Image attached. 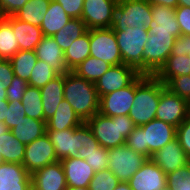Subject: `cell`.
Masks as SVG:
<instances>
[{"label": "cell", "mask_w": 190, "mask_h": 190, "mask_svg": "<svg viewBox=\"0 0 190 190\" xmlns=\"http://www.w3.org/2000/svg\"><path fill=\"white\" fill-rule=\"evenodd\" d=\"M177 128L169 123L154 119L141 126H135L125 139V145L147 158L176 139Z\"/></svg>", "instance_id": "cell-1"}, {"label": "cell", "mask_w": 190, "mask_h": 190, "mask_svg": "<svg viewBox=\"0 0 190 190\" xmlns=\"http://www.w3.org/2000/svg\"><path fill=\"white\" fill-rule=\"evenodd\" d=\"M63 97L83 122L99 112L100 98L95 83L78 77L72 71L64 75Z\"/></svg>", "instance_id": "cell-2"}, {"label": "cell", "mask_w": 190, "mask_h": 190, "mask_svg": "<svg viewBox=\"0 0 190 190\" xmlns=\"http://www.w3.org/2000/svg\"><path fill=\"white\" fill-rule=\"evenodd\" d=\"M165 87L155 76L140 74L136 78L133 105L129 112L135 126H141L155 119L160 92Z\"/></svg>", "instance_id": "cell-3"}, {"label": "cell", "mask_w": 190, "mask_h": 190, "mask_svg": "<svg viewBox=\"0 0 190 190\" xmlns=\"http://www.w3.org/2000/svg\"><path fill=\"white\" fill-rule=\"evenodd\" d=\"M91 129L99 145L111 149L125 145L135 125L128 115L107 117L99 112L85 122Z\"/></svg>", "instance_id": "cell-4"}, {"label": "cell", "mask_w": 190, "mask_h": 190, "mask_svg": "<svg viewBox=\"0 0 190 190\" xmlns=\"http://www.w3.org/2000/svg\"><path fill=\"white\" fill-rule=\"evenodd\" d=\"M46 133L54 146L59 161L64 158L78 157V150L82 146L85 148L99 146V142L85 122L76 128H67L62 131L46 130Z\"/></svg>", "instance_id": "cell-5"}, {"label": "cell", "mask_w": 190, "mask_h": 190, "mask_svg": "<svg viewBox=\"0 0 190 190\" xmlns=\"http://www.w3.org/2000/svg\"><path fill=\"white\" fill-rule=\"evenodd\" d=\"M152 5L146 0H118L112 9L110 28L125 31L127 27H149L153 21Z\"/></svg>", "instance_id": "cell-6"}, {"label": "cell", "mask_w": 190, "mask_h": 190, "mask_svg": "<svg viewBox=\"0 0 190 190\" xmlns=\"http://www.w3.org/2000/svg\"><path fill=\"white\" fill-rule=\"evenodd\" d=\"M123 64L134 67L143 74L144 46L149 38L147 27H127L125 31H114Z\"/></svg>", "instance_id": "cell-7"}, {"label": "cell", "mask_w": 190, "mask_h": 190, "mask_svg": "<svg viewBox=\"0 0 190 190\" xmlns=\"http://www.w3.org/2000/svg\"><path fill=\"white\" fill-rule=\"evenodd\" d=\"M148 32L143 52V74L154 76L170 56L176 37L170 32Z\"/></svg>", "instance_id": "cell-8"}, {"label": "cell", "mask_w": 190, "mask_h": 190, "mask_svg": "<svg viewBox=\"0 0 190 190\" xmlns=\"http://www.w3.org/2000/svg\"><path fill=\"white\" fill-rule=\"evenodd\" d=\"M148 159L149 158L143 154L135 152L126 145H122L108 149L107 169H109L120 182H128Z\"/></svg>", "instance_id": "cell-9"}, {"label": "cell", "mask_w": 190, "mask_h": 190, "mask_svg": "<svg viewBox=\"0 0 190 190\" xmlns=\"http://www.w3.org/2000/svg\"><path fill=\"white\" fill-rule=\"evenodd\" d=\"M90 56L108 62L110 65L123 64L116 35L112 28L90 29Z\"/></svg>", "instance_id": "cell-10"}, {"label": "cell", "mask_w": 190, "mask_h": 190, "mask_svg": "<svg viewBox=\"0 0 190 190\" xmlns=\"http://www.w3.org/2000/svg\"><path fill=\"white\" fill-rule=\"evenodd\" d=\"M57 161L59 160L55 154L54 146L45 133L42 137L26 145L22 165L30 174H33L46 165Z\"/></svg>", "instance_id": "cell-11"}, {"label": "cell", "mask_w": 190, "mask_h": 190, "mask_svg": "<svg viewBox=\"0 0 190 190\" xmlns=\"http://www.w3.org/2000/svg\"><path fill=\"white\" fill-rule=\"evenodd\" d=\"M188 117V100L171 93L167 88L160 92L155 119L169 123L176 128Z\"/></svg>", "instance_id": "cell-12"}, {"label": "cell", "mask_w": 190, "mask_h": 190, "mask_svg": "<svg viewBox=\"0 0 190 190\" xmlns=\"http://www.w3.org/2000/svg\"><path fill=\"white\" fill-rule=\"evenodd\" d=\"M136 90V79L127 87L100 97L99 113L107 117L129 115Z\"/></svg>", "instance_id": "cell-13"}, {"label": "cell", "mask_w": 190, "mask_h": 190, "mask_svg": "<svg viewBox=\"0 0 190 190\" xmlns=\"http://www.w3.org/2000/svg\"><path fill=\"white\" fill-rule=\"evenodd\" d=\"M140 73L132 66L112 65L96 82L95 87L99 98L110 92L130 85Z\"/></svg>", "instance_id": "cell-14"}, {"label": "cell", "mask_w": 190, "mask_h": 190, "mask_svg": "<svg viewBox=\"0 0 190 190\" xmlns=\"http://www.w3.org/2000/svg\"><path fill=\"white\" fill-rule=\"evenodd\" d=\"M118 0H84L81 19L86 28H110L112 9Z\"/></svg>", "instance_id": "cell-15"}, {"label": "cell", "mask_w": 190, "mask_h": 190, "mask_svg": "<svg viewBox=\"0 0 190 190\" xmlns=\"http://www.w3.org/2000/svg\"><path fill=\"white\" fill-rule=\"evenodd\" d=\"M132 190H165L167 178L163 170L148 159L128 181Z\"/></svg>", "instance_id": "cell-16"}, {"label": "cell", "mask_w": 190, "mask_h": 190, "mask_svg": "<svg viewBox=\"0 0 190 190\" xmlns=\"http://www.w3.org/2000/svg\"><path fill=\"white\" fill-rule=\"evenodd\" d=\"M165 174L189 164L190 159L179 144L178 139L167 143L163 148L154 153L150 158Z\"/></svg>", "instance_id": "cell-17"}, {"label": "cell", "mask_w": 190, "mask_h": 190, "mask_svg": "<svg viewBox=\"0 0 190 190\" xmlns=\"http://www.w3.org/2000/svg\"><path fill=\"white\" fill-rule=\"evenodd\" d=\"M32 190H65L66 177L61 161L46 165L31 174Z\"/></svg>", "instance_id": "cell-18"}, {"label": "cell", "mask_w": 190, "mask_h": 190, "mask_svg": "<svg viewBox=\"0 0 190 190\" xmlns=\"http://www.w3.org/2000/svg\"><path fill=\"white\" fill-rule=\"evenodd\" d=\"M0 190H32L31 174L18 163H0Z\"/></svg>", "instance_id": "cell-19"}, {"label": "cell", "mask_w": 190, "mask_h": 190, "mask_svg": "<svg viewBox=\"0 0 190 190\" xmlns=\"http://www.w3.org/2000/svg\"><path fill=\"white\" fill-rule=\"evenodd\" d=\"M67 187H89L95 172L93 168L79 157L61 160Z\"/></svg>", "instance_id": "cell-20"}, {"label": "cell", "mask_w": 190, "mask_h": 190, "mask_svg": "<svg viewBox=\"0 0 190 190\" xmlns=\"http://www.w3.org/2000/svg\"><path fill=\"white\" fill-rule=\"evenodd\" d=\"M34 51L37 60L49 64L59 75H65L69 72L65 65L64 52L52 37L43 36Z\"/></svg>", "instance_id": "cell-21"}, {"label": "cell", "mask_w": 190, "mask_h": 190, "mask_svg": "<svg viewBox=\"0 0 190 190\" xmlns=\"http://www.w3.org/2000/svg\"><path fill=\"white\" fill-rule=\"evenodd\" d=\"M4 19L12 26L16 40L19 43V50H34L40 43L43 37L40 27L19 20L13 15L6 16Z\"/></svg>", "instance_id": "cell-22"}, {"label": "cell", "mask_w": 190, "mask_h": 190, "mask_svg": "<svg viewBox=\"0 0 190 190\" xmlns=\"http://www.w3.org/2000/svg\"><path fill=\"white\" fill-rule=\"evenodd\" d=\"M64 75H58L40 88L44 121L46 122L55 113L58 104L63 100Z\"/></svg>", "instance_id": "cell-23"}, {"label": "cell", "mask_w": 190, "mask_h": 190, "mask_svg": "<svg viewBox=\"0 0 190 190\" xmlns=\"http://www.w3.org/2000/svg\"><path fill=\"white\" fill-rule=\"evenodd\" d=\"M151 13L153 21L147 28L148 31L170 32L176 38L181 36V30L175 16V9L161 5H152Z\"/></svg>", "instance_id": "cell-24"}, {"label": "cell", "mask_w": 190, "mask_h": 190, "mask_svg": "<svg viewBox=\"0 0 190 190\" xmlns=\"http://www.w3.org/2000/svg\"><path fill=\"white\" fill-rule=\"evenodd\" d=\"M84 122L79 118L72 106L66 99L58 104L53 116L46 121V130H65L67 128H76Z\"/></svg>", "instance_id": "cell-25"}, {"label": "cell", "mask_w": 190, "mask_h": 190, "mask_svg": "<svg viewBox=\"0 0 190 190\" xmlns=\"http://www.w3.org/2000/svg\"><path fill=\"white\" fill-rule=\"evenodd\" d=\"M72 18L66 14L62 6L51 0L47 13L40 25L43 36L52 37L61 30Z\"/></svg>", "instance_id": "cell-26"}, {"label": "cell", "mask_w": 190, "mask_h": 190, "mask_svg": "<svg viewBox=\"0 0 190 190\" xmlns=\"http://www.w3.org/2000/svg\"><path fill=\"white\" fill-rule=\"evenodd\" d=\"M10 131L20 142L27 145L46 133V122L25 116Z\"/></svg>", "instance_id": "cell-27"}, {"label": "cell", "mask_w": 190, "mask_h": 190, "mask_svg": "<svg viewBox=\"0 0 190 190\" xmlns=\"http://www.w3.org/2000/svg\"><path fill=\"white\" fill-rule=\"evenodd\" d=\"M181 75H190V59L187 55H170L154 76L165 84L170 78Z\"/></svg>", "instance_id": "cell-28"}, {"label": "cell", "mask_w": 190, "mask_h": 190, "mask_svg": "<svg viewBox=\"0 0 190 190\" xmlns=\"http://www.w3.org/2000/svg\"><path fill=\"white\" fill-rule=\"evenodd\" d=\"M90 56L89 30L64 52L65 65L72 71Z\"/></svg>", "instance_id": "cell-29"}, {"label": "cell", "mask_w": 190, "mask_h": 190, "mask_svg": "<svg viewBox=\"0 0 190 190\" xmlns=\"http://www.w3.org/2000/svg\"><path fill=\"white\" fill-rule=\"evenodd\" d=\"M85 22L79 18H72L61 30L55 33L52 38L65 52L70 45L87 32Z\"/></svg>", "instance_id": "cell-30"}, {"label": "cell", "mask_w": 190, "mask_h": 190, "mask_svg": "<svg viewBox=\"0 0 190 190\" xmlns=\"http://www.w3.org/2000/svg\"><path fill=\"white\" fill-rule=\"evenodd\" d=\"M0 146H2L1 154L3 162L18 163L22 165L26 145L20 142L10 130L0 135Z\"/></svg>", "instance_id": "cell-31"}, {"label": "cell", "mask_w": 190, "mask_h": 190, "mask_svg": "<svg viewBox=\"0 0 190 190\" xmlns=\"http://www.w3.org/2000/svg\"><path fill=\"white\" fill-rule=\"evenodd\" d=\"M50 1L29 0L13 16L19 20L40 27L47 13Z\"/></svg>", "instance_id": "cell-32"}, {"label": "cell", "mask_w": 190, "mask_h": 190, "mask_svg": "<svg viewBox=\"0 0 190 190\" xmlns=\"http://www.w3.org/2000/svg\"><path fill=\"white\" fill-rule=\"evenodd\" d=\"M112 65L108 62L89 56L72 70L78 77L95 83Z\"/></svg>", "instance_id": "cell-33"}, {"label": "cell", "mask_w": 190, "mask_h": 190, "mask_svg": "<svg viewBox=\"0 0 190 190\" xmlns=\"http://www.w3.org/2000/svg\"><path fill=\"white\" fill-rule=\"evenodd\" d=\"M15 76L28 82L31 71L37 62V56L34 50H19L11 59Z\"/></svg>", "instance_id": "cell-34"}, {"label": "cell", "mask_w": 190, "mask_h": 190, "mask_svg": "<svg viewBox=\"0 0 190 190\" xmlns=\"http://www.w3.org/2000/svg\"><path fill=\"white\" fill-rule=\"evenodd\" d=\"M19 51V43L12 26L3 18L0 20V56L10 60Z\"/></svg>", "instance_id": "cell-35"}, {"label": "cell", "mask_w": 190, "mask_h": 190, "mask_svg": "<svg viewBox=\"0 0 190 190\" xmlns=\"http://www.w3.org/2000/svg\"><path fill=\"white\" fill-rule=\"evenodd\" d=\"M21 102L23 104L25 114L27 117L38 120H44L40 88L28 85Z\"/></svg>", "instance_id": "cell-36"}, {"label": "cell", "mask_w": 190, "mask_h": 190, "mask_svg": "<svg viewBox=\"0 0 190 190\" xmlns=\"http://www.w3.org/2000/svg\"><path fill=\"white\" fill-rule=\"evenodd\" d=\"M78 157L84 159L93 168L95 173L107 169L108 149L101 145L88 148L82 146L78 150Z\"/></svg>", "instance_id": "cell-37"}, {"label": "cell", "mask_w": 190, "mask_h": 190, "mask_svg": "<svg viewBox=\"0 0 190 190\" xmlns=\"http://www.w3.org/2000/svg\"><path fill=\"white\" fill-rule=\"evenodd\" d=\"M30 74L31 76L27 83L29 86L36 88H42L59 75L49 64L42 60H37Z\"/></svg>", "instance_id": "cell-38"}, {"label": "cell", "mask_w": 190, "mask_h": 190, "mask_svg": "<svg viewBox=\"0 0 190 190\" xmlns=\"http://www.w3.org/2000/svg\"><path fill=\"white\" fill-rule=\"evenodd\" d=\"M166 178L170 190H190V163L166 174Z\"/></svg>", "instance_id": "cell-39"}, {"label": "cell", "mask_w": 190, "mask_h": 190, "mask_svg": "<svg viewBox=\"0 0 190 190\" xmlns=\"http://www.w3.org/2000/svg\"><path fill=\"white\" fill-rule=\"evenodd\" d=\"M119 179L109 170H101L94 174L89 184V190H114Z\"/></svg>", "instance_id": "cell-40"}, {"label": "cell", "mask_w": 190, "mask_h": 190, "mask_svg": "<svg viewBox=\"0 0 190 190\" xmlns=\"http://www.w3.org/2000/svg\"><path fill=\"white\" fill-rule=\"evenodd\" d=\"M165 88H167L171 93L190 100V75H181L170 78L165 83Z\"/></svg>", "instance_id": "cell-41"}, {"label": "cell", "mask_w": 190, "mask_h": 190, "mask_svg": "<svg viewBox=\"0 0 190 190\" xmlns=\"http://www.w3.org/2000/svg\"><path fill=\"white\" fill-rule=\"evenodd\" d=\"M26 116L23 104L21 101L8 102V110L4 124L10 129L16 126Z\"/></svg>", "instance_id": "cell-42"}, {"label": "cell", "mask_w": 190, "mask_h": 190, "mask_svg": "<svg viewBox=\"0 0 190 190\" xmlns=\"http://www.w3.org/2000/svg\"><path fill=\"white\" fill-rule=\"evenodd\" d=\"M27 86H28L27 81L14 75L12 82L6 88L7 101L8 102H13L15 100L21 101Z\"/></svg>", "instance_id": "cell-43"}, {"label": "cell", "mask_w": 190, "mask_h": 190, "mask_svg": "<svg viewBox=\"0 0 190 190\" xmlns=\"http://www.w3.org/2000/svg\"><path fill=\"white\" fill-rule=\"evenodd\" d=\"M176 138L190 159V117L188 116L178 127Z\"/></svg>", "instance_id": "cell-44"}, {"label": "cell", "mask_w": 190, "mask_h": 190, "mask_svg": "<svg viewBox=\"0 0 190 190\" xmlns=\"http://www.w3.org/2000/svg\"><path fill=\"white\" fill-rule=\"evenodd\" d=\"M175 16L181 30V35L190 36V8L185 6L176 7Z\"/></svg>", "instance_id": "cell-45"}, {"label": "cell", "mask_w": 190, "mask_h": 190, "mask_svg": "<svg viewBox=\"0 0 190 190\" xmlns=\"http://www.w3.org/2000/svg\"><path fill=\"white\" fill-rule=\"evenodd\" d=\"M58 2L71 18L81 19L84 0H54Z\"/></svg>", "instance_id": "cell-46"}, {"label": "cell", "mask_w": 190, "mask_h": 190, "mask_svg": "<svg viewBox=\"0 0 190 190\" xmlns=\"http://www.w3.org/2000/svg\"><path fill=\"white\" fill-rule=\"evenodd\" d=\"M170 55H187L190 59V36L177 37Z\"/></svg>", "instance_id": "cell-47"}, {"label": "cell", "mask_w": 190, "mask_h": 190, "mask_svg": "<svg viewBox=\"0 0 190 190\" xmlns=\"http://www.w3.org/2000/svg\"><path fill=\"white\" fill-rule=\"evenodd\" d=\"M29 0H0V10L4 17L14 15Z\"/></svg>", "instance_id": "cell-48"}, {"label": "cell", "mask_w": 190, "mask_h": 190, "mask_svg": "<svg viewBox=\"0 0 190 190\" xmlns=\"http://www.w3.org/2000/svg\"><path fill=\"white\" fill-rule=\"evenodd\" d=\"M14 77L13 67L10 60L0 62V81H4V85L8 87Z\"/></svg>", "instance_id": "cell-49"}, {"label": "cell", "mask_w": 190, "mask_h": 190, "mask_svg": "<svg viewBox=\"0 0 190 190\" xmlns=\"http://www.w3.org/2000/svg\"><path fill=\"white\" fill-rule=\"evenodd\" d=\"M146 1H148L151 5H161L172 9L178 7V0H146Z\"/></svg>", "instance_id": "cell-50"}, {"label": "cell", "mask_w": 190, "mask_h": 190, "mask_svg": "<svg viewBox=\"0 0 190 190\" xmlns=\"http://www.w3.org/2000/svg\"><path fill=\"white\" fill-rule=\"evenodd\" d=\"M8 110V101L0 100V122L4 123Z\"/></svg>", "instance_id": "cell-51"}, {"label": "cell", "mask_w": 190, "mask_h": 190, "mask_svg": "<svg viewBox=\"0 0 190 190\" xmlns=\"http://www.w3.org/2000/svg\"><path fill=\"white\" fill-rule=\"evenodd\" d=\"M6 88L4 81H0V100H7Z\"/></svg>", "instance_id": "cell-52"}, {"label": "cell", "mask_w": 190, "mask_h": 190, "mask_svg": "<svg viewBox=\"0 0 190 190\" xmlns=\"http://www.w3.org/2000/svg\"><path fill=\"white\" fill-rule=\"evenodd\" d=\"M114 190H132L128 182H119Z\"/></svg>", "instance_id": "cell-53"}, {"label": "cell", "mask_w": 190, "mask_h": 190, "mask_svg": "<svg viewBox=\"0 0 190 190\" xmlns=\"http://www.w3.org/2000/svg\"><path fill=\"white\" fill-rule=\"evenodd\" d=\"M178 6H185L190 8V0H178Z\"/></svg>", "instance_id": "cell-54"}, {"label": "cell", "mask_w": 190, "mask_h": 190, "mask_svg": "<svg viewBox=\"0 0 190 190\" xmlns=\"http://www.w3.org/2000/svg\"><path fill=\"white\" fill-rule=\"evenodd\" d=\"M9 130V128L2 122H0V135L1 134H5V132H7Z\"/></svg>", "instance_id": "cell-55"}, {"label": "cell", "mask_w": 190, "mask_h": 190, "mask_svg": "<svg viewBox=\"0 0 190 190\" xmlns=\"http://www.w3.org/2000/svg\"><path fill=\"white\" fill-rule=\"evenodd\" d=\"M66 190H89V187H67Z\"/></svg>", "instance_id": "cell-56"}, {"label": "cell", "mask_w": 190, "mask_h": 190, "mask_svg": "<svg viewBox=\"0 0 190 190\" xmlns=\"http://www.w3.org/2000/svg\"><path fill=\"white\" fill-rule=\"evenodd\" d=\"M1 148H2V146H0V163L3 162V157H2V154H1Z\"/></svg>", "instance_id": "cell-57"}, {"label": "cell", "mask_w": 190, "mask_h": 190, "mask_svg": "<svg viewBox=\"0 0 190 190\" xmlns=\"http://www.w3.org/2000/svg\"><path fill=\"white\" fill-rule=\"evenodd\" d=\"M188 116L190 117V100L188 101Z\"/></svg>", "instance_id": "cell-58"}, {"label": "cell", "mask_w": 190, "mask_h": 190, "mask_svg": "<svg viewBox=\"0 0 190 190\" xmlns=\"http://www.w3.org/2000/svg\"><path fill=\"white\" fill-rule=\"evenodd\" d=\"M3 18H4V16H3V14H2V12L0 10V20H2Z\"/></svg>", "instance_id": "cell-59"}]
</instances>
